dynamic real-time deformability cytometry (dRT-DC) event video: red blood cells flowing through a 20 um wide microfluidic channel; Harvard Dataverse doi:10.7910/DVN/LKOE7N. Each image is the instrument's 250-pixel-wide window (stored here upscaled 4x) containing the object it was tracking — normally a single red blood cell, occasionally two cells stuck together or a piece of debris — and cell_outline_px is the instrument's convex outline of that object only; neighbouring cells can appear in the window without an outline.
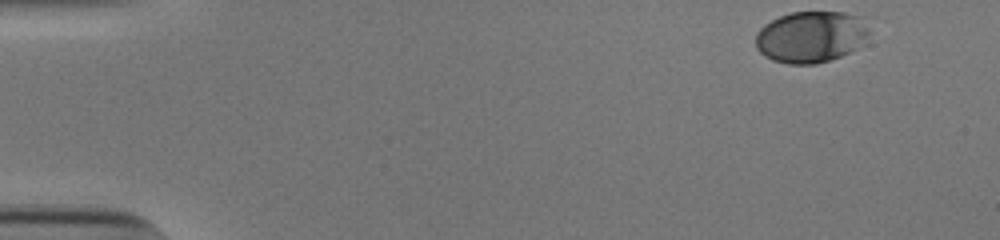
{"species": "human", "species_latin": "Homo sapiens", "temperature_condition": "cold", "stored_images_in_passage": 41, "camera_frame_rate_fps": 3000, "um_per_image_px": 0.085, "donor": {"sex": "male"}, "frame": {"image": 1, "passage_image": 1, "time_ms": 0.0, "image_size_px": [1000, 240], "cell_outline_px": [[868, 32], [860, 48], [840, 56], [816, 64], [788, 64], [772, 60], [764, 56], [756, 48], [756, 32], [764, 24], [780, 16], [792, 12], [844, 12], [864, 16], [868, 28]], "centroid_in_image_um": [68.94, 3.12], "position_along_channel_um": 16.1, "area_um2": 34.39}}
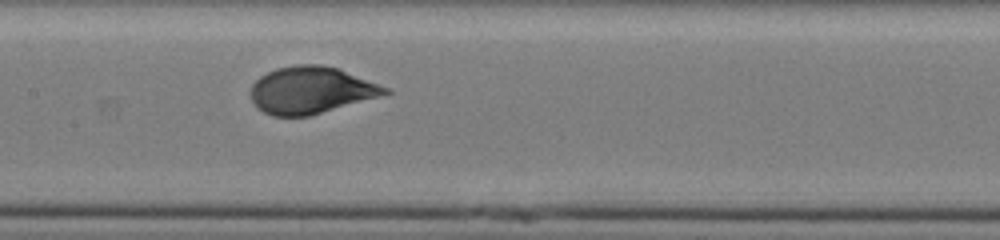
{"frame": {"image": 2, "passage_image": 24, "time_ms": 7.667, "image_size_px": [1000, 240], "cell_outline_px": [[392, 92], [380, 96], [308, 116], [272, 116], [256, 108], [252, 100], [252, 84], [260, 76], [276, 68], [296, 64], [320, 64], [336, 68], [392, 88]], "centroid_in_image_um": [26.44, 7.66], "position_along_channel_um": 181.0, "area_um2": 36.65}}
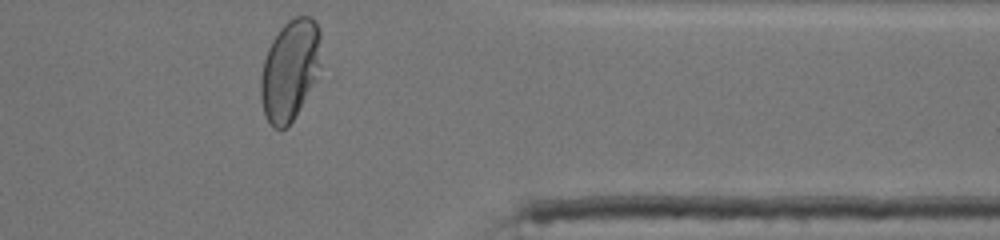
{"frame": {"image": 3, "passage_image": 41, "time_ms": 13.333, "image_size_px": [1000, 240], "cell_outline_px": [[320, 64], [316, 80], [288, 128], [272, 128], [264, 116], [260, 96], [260, 76], [264, 60], [268, 48], [272, 40], [280, 28], [288, 20], [296, 16], [312, 16], [316, 20], [320, 28]], "centroid_in_image_um": [24.64, 5.95], "position_along_channel_um": 386.8, "area_um2": 35.78}, "authors_computed_cell_mechanics": {"area_um2": 35.8938, "velocity_mm_per_s": 3.8273, "shape_relaxation_time_tau1_ms": 3.681, "shape_relaxation_time_tau2_ms": null, "deformation_change_tau1": 0.1796, "deformation_change_tau2": null}}